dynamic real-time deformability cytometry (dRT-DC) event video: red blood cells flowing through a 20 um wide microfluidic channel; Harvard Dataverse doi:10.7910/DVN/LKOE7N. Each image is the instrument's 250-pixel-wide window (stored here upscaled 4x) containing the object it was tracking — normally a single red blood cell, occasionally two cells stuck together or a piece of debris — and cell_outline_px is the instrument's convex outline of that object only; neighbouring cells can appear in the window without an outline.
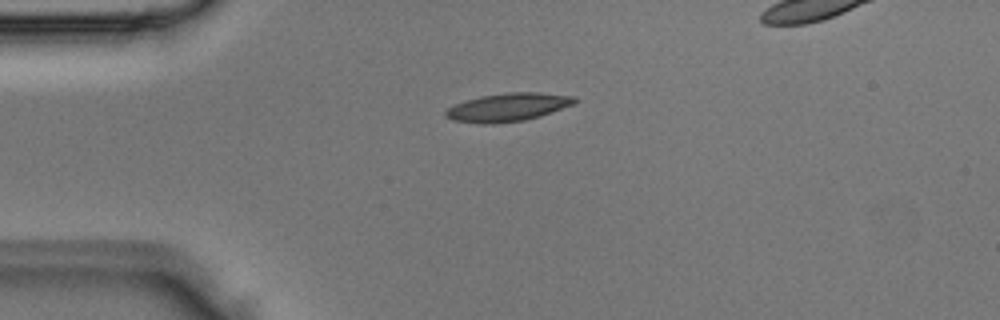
{"species": "Egyptian fruit bat (a non-hibernating species)", "species_latin": "Rousettus aegyptiacus", "temperature_condition": "room temperature", "stored_images_in_passage": 2, "camera_frame_rate_fps": 3000, "um_per_image_px": 0.085, "animal": {"sex": "male"}, "frame": {"image": 1, "passage_image": 2, "time_ms": 0.333, "image_size_px": [1000, 320], "cell_outline_px": [[580, 100], [576, 104], [540, 116], [524, 120], [492, 124], [480, 124], [452, 120], [444, 116], [444, 112], [452, 104], [464, 100], [480, 96], [508, 92], [540, 92], [576, 96]], "centroid_in_image_um": [43.18, 9.11], "position_along_channel_um": 41.8, "area_um2": 21.68}}